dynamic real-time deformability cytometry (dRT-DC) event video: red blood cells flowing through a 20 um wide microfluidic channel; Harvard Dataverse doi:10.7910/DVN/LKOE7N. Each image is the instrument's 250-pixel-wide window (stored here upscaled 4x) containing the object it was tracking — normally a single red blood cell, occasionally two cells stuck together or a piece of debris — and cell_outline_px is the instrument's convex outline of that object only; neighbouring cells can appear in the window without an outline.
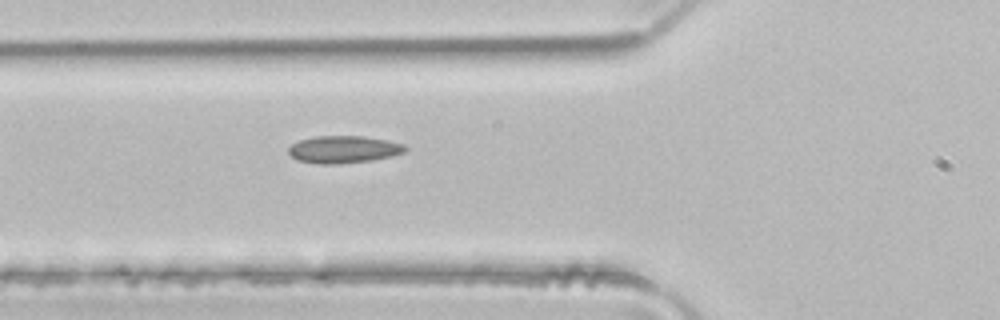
{"species": "common noctule bat (a hibernating species)", "species_latin": "Nyctalus noctula", "temperature_condition": "room temperature", "stored_images_in_passage": 3, "camera_frame_rate_fps": 3000, "um_per_image_px": 0.085, "animal": {"sex": "male", "body_mass_g": 21.5, "forearm_length_mm": 52.0}, "frame": {"image": 1, "passage_image": 3, "time_ms": 0.667, "image_size_px": [1000, 320], "cell_outline_px": [[408, 148], [404, 152], [392, 156], [372, 160], [340, 164], [320, 164], [296, 160], [288, 152], [288, 148], [292, 144], [300, 140], [316, 136], [364, 136], [388, 140], [404, 144]], "centroid_in_image_um": [29.22, 12.7], "position_along_channel_um": 96.6, "area_um2": 18.67}}